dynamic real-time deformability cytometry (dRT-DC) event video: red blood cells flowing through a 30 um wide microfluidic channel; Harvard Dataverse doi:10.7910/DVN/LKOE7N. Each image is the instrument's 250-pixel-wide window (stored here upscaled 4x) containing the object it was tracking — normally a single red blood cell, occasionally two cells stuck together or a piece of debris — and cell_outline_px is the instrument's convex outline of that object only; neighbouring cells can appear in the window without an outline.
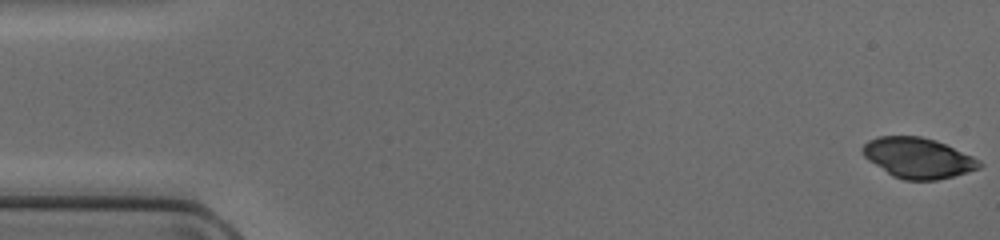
{"species": "common noctule bat (a hibernating species)", "species_latin": "Nyctalus noctula", "temperature_condition": "cold", "stored_images_in_passage": 17, "camera_frame_rate_fps": 3000, "um_per_image_px": 0.085, "animal": {"sex": "female", "body_mass_g": 17.0, "forearm_length_mm": 48.0}, "frame": {"image": 1, "passage_image": 1, "time_ms": 0.0, "image_size_px": [1000, 240], "cell_outline_px": [[984, 164], [980, 168], [952, 176], [936, 180], [904, 180], [892, 176], [868, 160], [864, 156], [860, 148], [868, 140], [880, 136], [920, 136], [936, 140], [972, 156], [980, 160]], "centroid_in_image_um": [78.01, 13.42], "position_along_channel_um": 7.0, "area_um2": 27.46}}
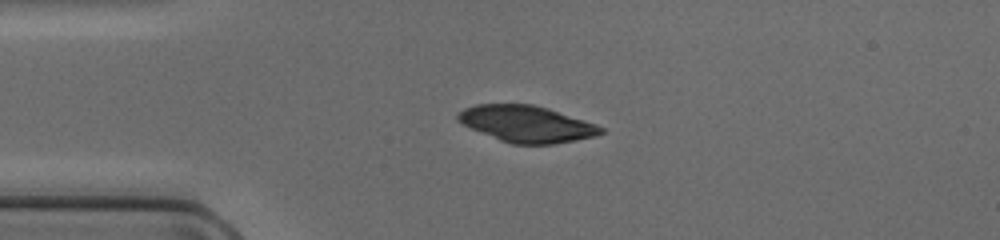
{"frame": {"image": 2, "passage_image": 12, "time_ms": 3.667, "image_size_px": [1000, 240], "cell_outline_px": [[604, 132], [596, 136], [576, 140], [552, 144], [512, 144], [500, 140], [472, 128], [456, 120], [456, 116], [464, 108], [476, 104], [532, 104], [596, 124], [604, 128]], "centroid_in_image_um": [44.76, 10.54], "position_along_channel_um": 40.2, "area_um2": 29.94}}